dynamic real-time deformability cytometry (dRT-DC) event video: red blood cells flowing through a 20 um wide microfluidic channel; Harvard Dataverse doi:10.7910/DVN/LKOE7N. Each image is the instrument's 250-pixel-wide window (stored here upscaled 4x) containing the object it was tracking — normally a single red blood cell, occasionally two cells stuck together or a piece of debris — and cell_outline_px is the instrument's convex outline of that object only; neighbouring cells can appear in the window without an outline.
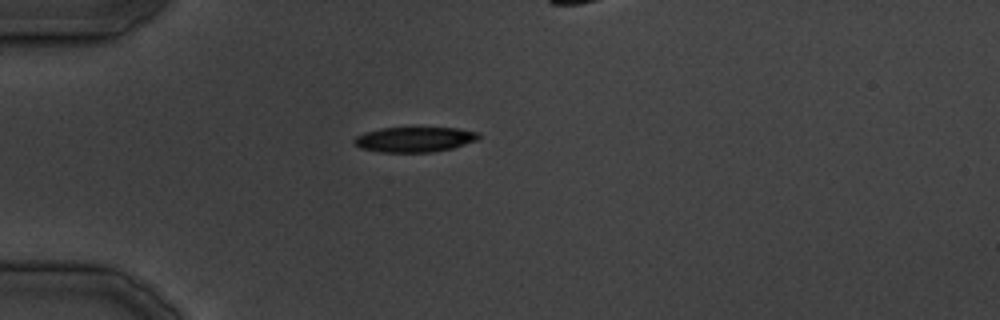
{"species": "common noctule bat (a hibernating species)", "species_latin": "Nyctalus noctula", "temperature_condition": "cold", "stored_images_in_passage": 32, "camera_frame_rate_fps": 3000, "um_per_image_px": 0.085, "animal": {"sex": "male", "body_mass_g": 19.5, "forearm_length_mm": 54.6}, "frame": {"image": 1, "passage_image": 10, "time_ms": 11.333, "image_size_px": [1000, 320], "cell_outline_px": [[480, 136], [476, 140], [452, 148], [432, 152], [380, 152], [360, 148], [352, 140], [356, 136], [364, 132], [380, 128], [456, 128], [476, 132]], "centroid_in_image_um": [35.18, 11.85], "position_along_channel_um": 49.8, "area_um2": 18.03}}